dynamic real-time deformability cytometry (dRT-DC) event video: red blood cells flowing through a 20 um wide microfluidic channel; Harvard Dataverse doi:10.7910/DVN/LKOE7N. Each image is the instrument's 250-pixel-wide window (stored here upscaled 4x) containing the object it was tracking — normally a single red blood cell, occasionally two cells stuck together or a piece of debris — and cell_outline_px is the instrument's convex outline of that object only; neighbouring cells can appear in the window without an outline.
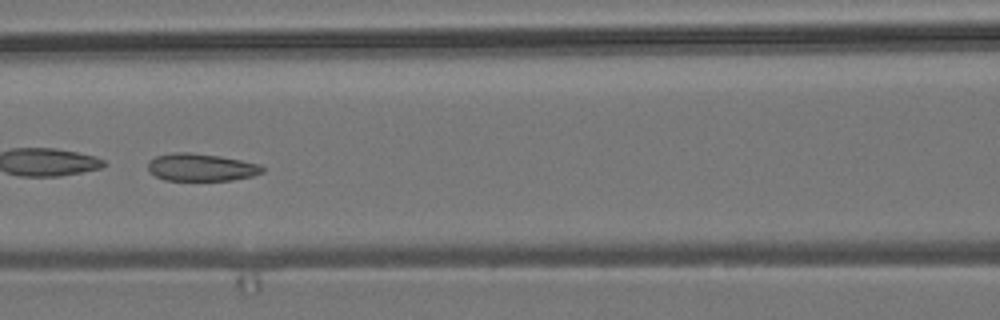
{"species": "common noctule bat (a hibernating species)", "species_latin": "Nyctalus noctula", "temperature_condition": "room temperature", "stored_images_in_passage": 10, "camera_frame_rate_fps": 3000, "um_per_image_px": 0.085, "animal": {"sex": "male", "body_mass_g": 19.2, "forearm_length_mm": 51.8}, "frame": {"image": 1, "passage_image": 6, "time_ms": 1.667, "image_size_px": [1000, 320], "cell_outline_px": [[264, 172], [252, 176], [232, 180], [164, 180], [156, 176], [148, 168], [148, 160], [156, 156], [172, 152], [188, 152], [220, 156], [260, 164], [264, 168]], "centroid_in_image_um": [17.1, 14.21], "position_along_channel_um": 149.5, "area_um2": 18.32}}
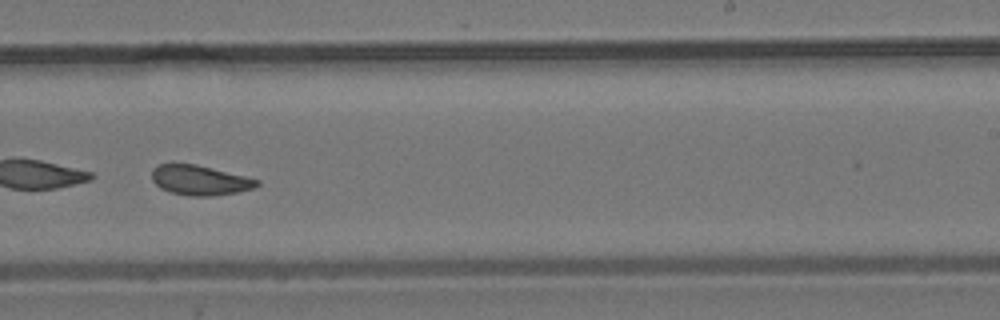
{"frame": {"image": 2, "passage_image": 9, "time_ms": 2.667, "image_size_px": [1000, 320], "cell_outline_px": [[260, 184], [252, 188], [236, 192], [212, 196], [188, 196], [168, 192], [160, 188], [152, 180], [152, 168], [156, 164], [196, 164], [260, 180]], "centroid_in_image_um": [16.94, 15.32], "position_along_channel_um": 272.1, "area_um2": 18.26}}
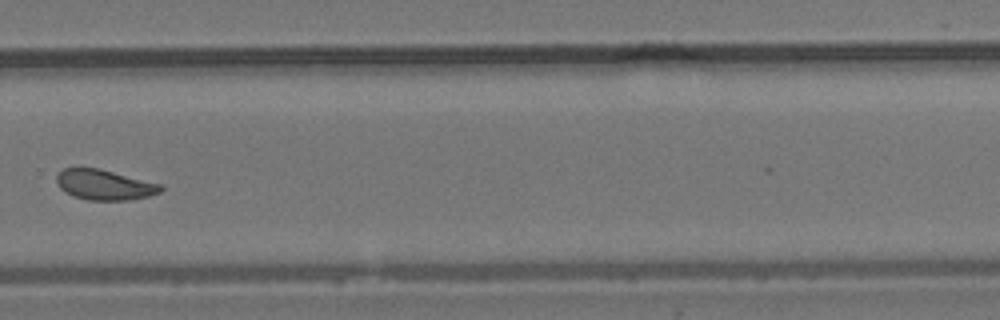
{"frame": {"image": 3, "passage_image": 10, "time_ms": 3.0, "image_size_px": [1000, 320], "cell_outline_px": [[164, 188], [160, 192], [148, 196], [128, 200], [88, 200], [72, 196], [64, 192], [60, 188], [56, 180], [56, 176], [64, 168], [80, 164], [100, 168], [164, 184]], "centroid_in_image_um": [8.86, 15.66], "position_along_channel_um": 320.9, "area_um2": 19.13}}